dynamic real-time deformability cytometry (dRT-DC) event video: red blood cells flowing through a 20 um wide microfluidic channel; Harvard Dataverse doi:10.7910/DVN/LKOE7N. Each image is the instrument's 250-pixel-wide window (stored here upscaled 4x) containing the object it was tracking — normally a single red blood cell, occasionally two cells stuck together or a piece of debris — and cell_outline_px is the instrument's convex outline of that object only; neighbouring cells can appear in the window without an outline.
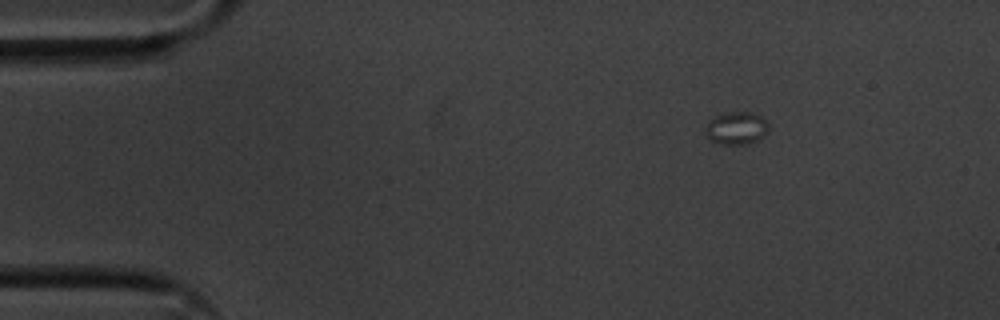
{"species": "common noctule bat (a hibernating species)", "species_latin": "Nyctalus noctula", "temperature_condition": "cold", "stored_images_in_passage": 3, "camera_frame_rate_fps": 3000, "um_per_image_px": 0.085, "animal": {"sex": "male", "body_mass_g": 20.1, "forearm_length_mm": 53.5}, "frame": {"image": 1, "passage_image": 1, "time_ms": 0.0, "image_size_px": [1000, 320], "cell_outline_px": [[768, 132], [764, 136], [748, 144], [720, 144], [712, 140], [704, 132], [708, 120], [716, 116], [728, 112], [752, 112], [760, 116], [768, 124]], "centroid_in_image_um": [62.59, 10.89], "position_along_channel_um": 22.4, "area_um2": 11.96}}